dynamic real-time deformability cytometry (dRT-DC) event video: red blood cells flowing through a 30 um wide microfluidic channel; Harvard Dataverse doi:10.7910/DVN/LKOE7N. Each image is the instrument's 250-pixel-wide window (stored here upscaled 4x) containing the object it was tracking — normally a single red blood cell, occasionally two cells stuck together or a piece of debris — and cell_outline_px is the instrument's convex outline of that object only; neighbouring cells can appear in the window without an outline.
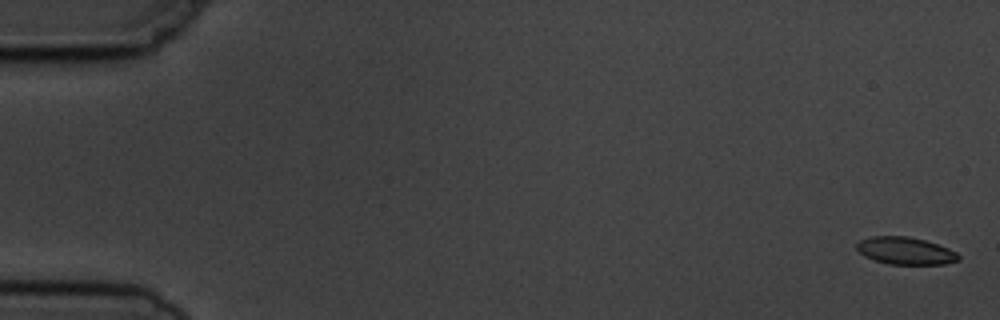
{"species": "common noctule bat (a hibernating species)", "species_latin": "Nyctalus noctula", "temperature_condition": "cold", "stored_images_in_passage": 8, "camera_frame_rate_fps": 3000, "um_per_image_px": 0.085, "animal": {"sex": "male", "body_mass_g": 19.5, "forearm_length_mm": 54.6}, "frame": {"image": 1, "passage_image": 1, "time_ms": 0.0, "image_size_px": [1000, 320], "cell_outline_px": [[960, 260], [944, 264], [888, 264], [864, 256], [856, 248], [856, 244], [860, 240], [872, 236], [908, 236], [924, 240], [948, 248], [956, 252], [960, 256]], "centroid_in_image_um": [76.96, 21.32], "position_along_channel_um": 8.0, "area_um2": 16.13}}
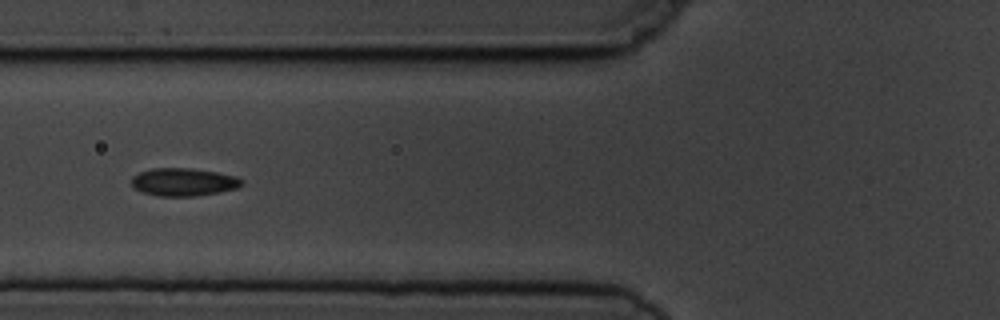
{"frame": {"image": 2, "passage_image": 6, "time_ms": 6.667, "image_size_px": [1000, 320], "cell_outline_px": [[244, 184], [236, 188], [220, 192], [196, 196], [156, 196], [132, 188], [132, 176], [140, 172], [152, 168], [192, 168], [216, 172], [236, 176], [244, 180]], "centroid_in_image_um": [15.61, 15.47], "position_along_channel_um": 110.2, "area_um2": 18.03}}
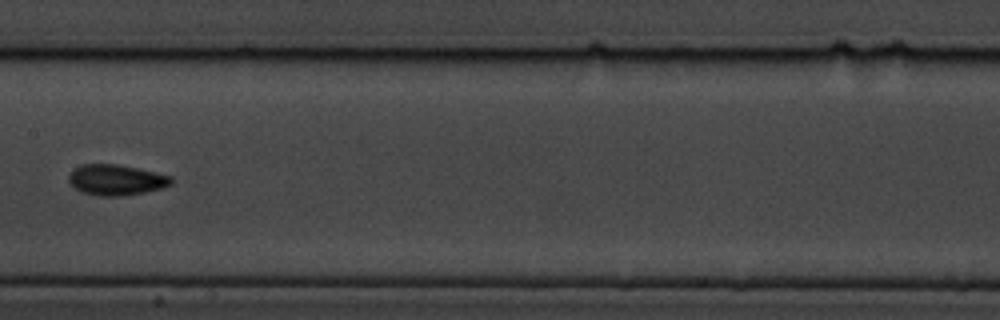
{"frame": {"image": 3, "passage_image": 8, "time_ms": 9.0, "image_size_px": [1000, 320], "cell_outline_px": [[172, 184], [164, 188], [144, 192], [120, 196], [96, 196], [80, 192], [68, 180], [68, 176], [72, 168], [80, 164], [116, 164], [136, 168], [172, 176]], "centroid_in_image_um": [9.84, 15.29], "position_along_channel_um": 197.6, "area_um2": 18.44}}